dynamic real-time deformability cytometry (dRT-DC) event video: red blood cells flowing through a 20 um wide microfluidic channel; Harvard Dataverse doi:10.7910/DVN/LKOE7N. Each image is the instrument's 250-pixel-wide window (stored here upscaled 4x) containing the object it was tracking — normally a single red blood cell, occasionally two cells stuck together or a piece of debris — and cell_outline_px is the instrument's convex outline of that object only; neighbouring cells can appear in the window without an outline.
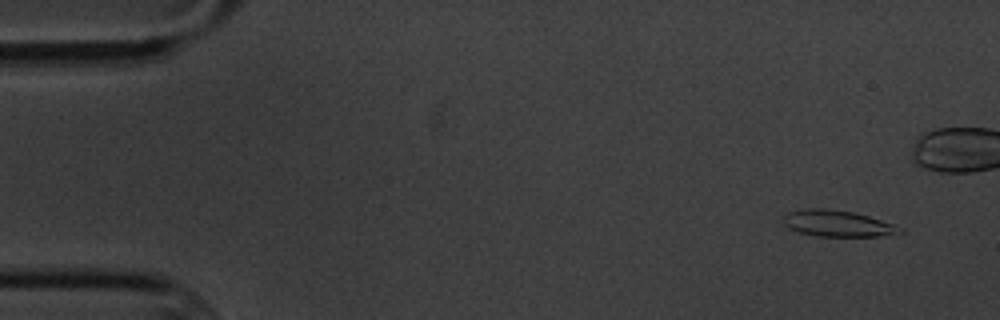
{"species": "common noctule bat (a hibernating species)", "species_latin": "Nyctalus noctula", "temperature_condition": "cold", "stored_images_in_passage": 8, "segment_of_instrument_passage": [1, 2], "camera_frame_rate_fps": 3000, "um_per_image_px": 0.085, "animal": {"sex": "male", "body_mass_g": 20.1, "forearm_length_mm": 53.5}, "frame": {"image": 1, "passage_image": 1, "time_ms": 0.0, "image_size_px": [1000, 320], "cell_outline_px": [[904, 232], [880, 236], [816, 236], [800, 232], [784, 224], [784, 216], [788, 212], [808, 208], [824, 208], [852, 212], [868, 216], [904, 228]], "centroid_in_image_um": [71.21, 19.0], "position_along_channel_um": 13.8, "area_um2": 17.57}}
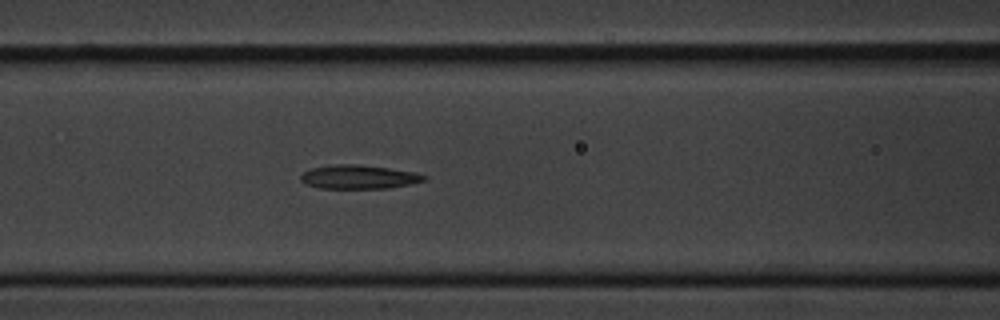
{"frame": {"image": 2, "passage_image": 7, "time_ms": 6.667, "image_size_px": [1000, 320], "cell_outline_px": [[428, 180], [388, 188], [320, 188], [304, 184], [300, 180], [300, 176], [304, 172], [312, 168], [336, 164], [356, 164], [388, 168], [416, 172], [428, 176]], "centroid_in_image_um": [30.51, 15.04], "position_along_channel_um": 136.1, "area_um2": 17.11}}